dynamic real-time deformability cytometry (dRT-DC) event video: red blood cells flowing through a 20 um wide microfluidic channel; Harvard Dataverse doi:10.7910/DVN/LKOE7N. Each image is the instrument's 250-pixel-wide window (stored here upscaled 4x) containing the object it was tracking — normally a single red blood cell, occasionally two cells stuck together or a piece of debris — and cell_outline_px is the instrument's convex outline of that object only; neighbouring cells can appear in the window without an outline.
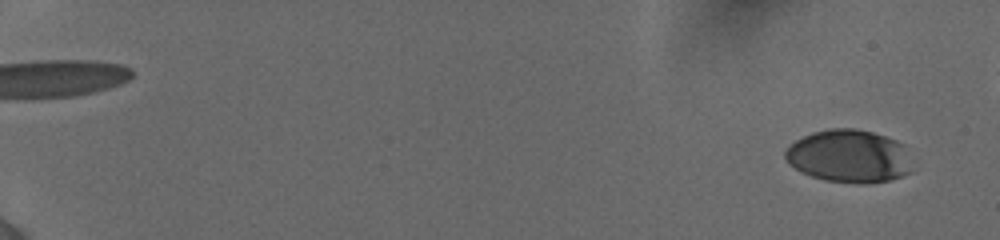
{"species": "human", "species_latin": "Homo sapiens", "temperature_condition": "cold", "stored_images_in_passage": 31, "camera_frame_rate_fps": 3000, "um_per_image_px": 0.085, "donor": {"sex": "female"}, "frame": {"image": 1, "passage_image": 3, "time_ms": 0.667, "image_size_px": [1000, 240], "cell_outline_px": [[912, 172], [892, 180], [868, 184], [824, 180], [812, 176], [796, 168], [784, 156], [784, 152], [796, 140], [812, 132], [828, 128], [856, 128], [872, 132], [896, 140], [904, 144]], "centroid_in_image_um": [72.2, 13.27], "position_along_channel_um": 12.8, "area_um2": 38.96}}
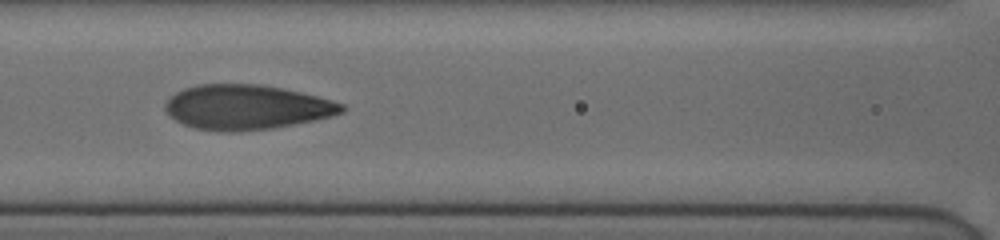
{"frame": {"image": 2, "passage_image": 23, "time_ms": 9.333, "image_size_px": [1000, 240], "cell_outline_px": [[344, 112], [312, 120], [272, 128], [240, 132], [220, 132], [196, 128], [184, 124], [168, 116], [164, 108], [164, 104], [176, 92], [184, 88], [196, 84], [260, 84], [284, 88], [316, 96], [344, 104]], "centroid_in_image_um": [20.9, 9.11], "position_along_channel_um": 145.7, "area_um2": 45.95}}
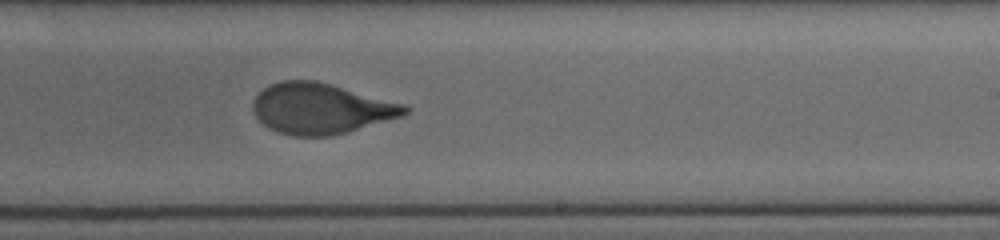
{"frame": {"image": 3, "passage_image": 31, "time_ms": 12.333, "image_size_px": [1000, 240], "cell_outline_px": [[412, 108], [408, 112], [400, 116], [348, 132], [332, 136], [292, 136], [276, 132], [268, 128], [256, 116], [252, 108], [252, 100], [268, 84], [280, 80], [316, 80], [404, 104]], "centroid_in_image_um": [27.23, 9.23], "position_along_channel_um": 261.8, "area_um2": 44.8}}